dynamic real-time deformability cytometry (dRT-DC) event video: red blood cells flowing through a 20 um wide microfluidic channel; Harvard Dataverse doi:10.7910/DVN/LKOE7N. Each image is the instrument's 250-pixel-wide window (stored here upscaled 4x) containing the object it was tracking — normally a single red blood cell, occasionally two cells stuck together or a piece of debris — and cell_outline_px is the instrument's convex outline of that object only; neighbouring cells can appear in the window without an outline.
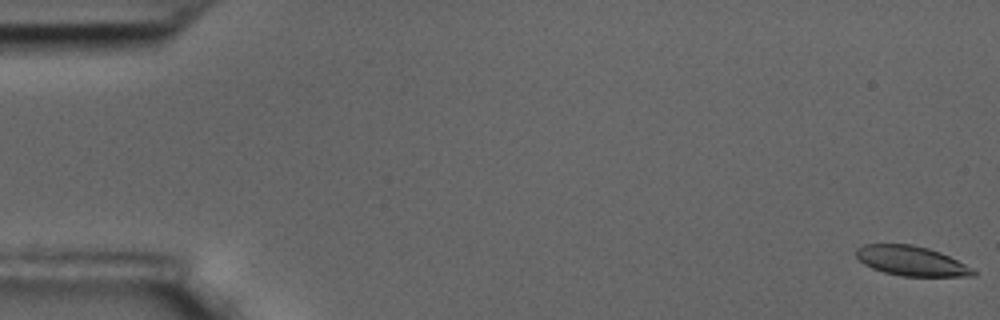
{"species": "common noctule bat (a hibernating species)", "species_latin": "Nyctalus noctula", "temperature_condition": "room temperature", "stored_images_in_passage": 15, "camera_frame_rate_fps": 3000, "um_per_image_px": 0.085, "animal": {"sex": "male", "body_mass_g": 17.5, "forearm_length_mm": 52.3}, "frame": {"image": 1, "passage_image": 1, "time_ms": 0.0, "image_size_px": [1000, 320], "cell_outline_px": [[976, 276], [900, 276], [884, 272], [872, 268], [864, 264], [856, 256], [856, 248], [864, 244], [912, 244], [928, 248], [940, 252], [972, 268], [976, 272]], "centroid_in_image_um": [77.44, 22.17], "position_along_channel_um": 7.6, "area_um2": 20.17}}